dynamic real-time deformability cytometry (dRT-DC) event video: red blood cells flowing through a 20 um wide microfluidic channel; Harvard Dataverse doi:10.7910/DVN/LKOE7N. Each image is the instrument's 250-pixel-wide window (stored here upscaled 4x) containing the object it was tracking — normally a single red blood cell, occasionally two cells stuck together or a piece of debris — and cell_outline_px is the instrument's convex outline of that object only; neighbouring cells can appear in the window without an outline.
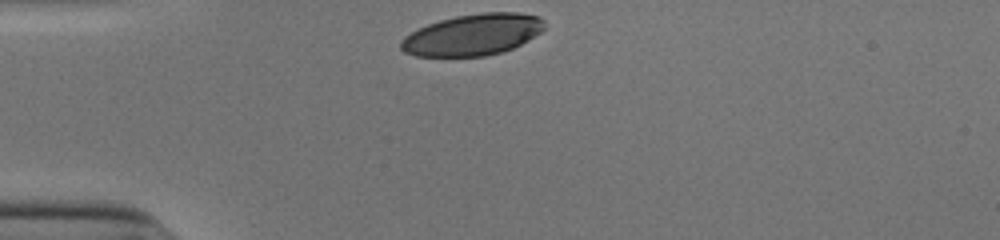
{"species": "human", "species_latin": "Homo sapiens", "temperature_condition": "cold", "stored_images_in_passage": 29, "camera_frame_rate_fps": 3000, "um_per_image_px": 0.085, "donor": {"sex": "male"}, "frame": {"image": 1, "passage_image": 1, "time_ms": 0.0, "image_size_px": [1000, 240], "cell_outline_px": [[544, 28], [540, 32], [528, 40], [512, 48], [500, 52], [484, 56], [416, 56], [404, 52], [400, 48], [400, 40], [404, 36], [428, 24], [440, 20], [456, 16], [480, 12], [520, 12], [540, 16], [544, 20]], "centroid_in_image_um": [40.18, 2.94], "position_along_channel_um": 44.8, "area_um2": 34.56}}
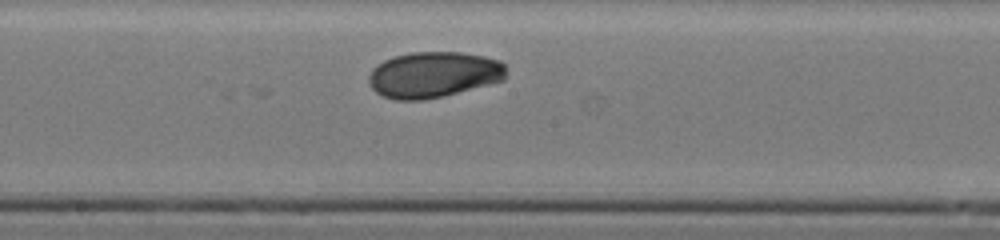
{"frame": {"image": 2, "passage_image": 16, "time_ms": 5.0, "image_size_px": [1000, 240], "cell_outline_px": [[508, 68], [504, 80], [444, 96], [424, 100], [396, 100], [384, 96], [376, 92], [368, 84], [368, 76], [372, 68], [384, 60], [396, 56], [412, 52], [460, 52], [484, 56], [500, 60]], "centroid_in_image_um": [36.86, 6.35], "position_along_channel_um": 211.3, "area_um2": 36.99}}
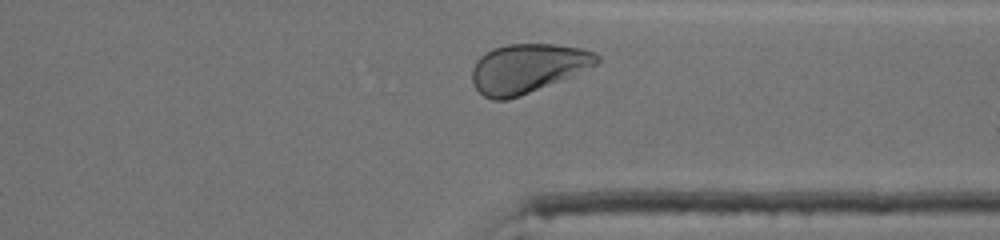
{"frame": {"image": 3, "passage_image": 28, "time_ms": 9.0, "image_size_px": [1000, 240], "cell_outline_px": [[600, 60], [596, 64], [572, 76], [520, 96], [508, 100], [492, 100], [484, 96], [476, 88], [472, 80], [472, 68], [476, 60], [480, 56], [492, 48], [508, 44], [556, 44], [580, 48], [596, 52], [600, 56]], "centroid_in_image_um": [44.83, 5.8], "position_along_channel_um": 366.6, "area_um2": 35.78}, "authors_computed_cell_mechanics": {"area_um2": 36.125, "velocity_mm_per_s": 3.8678, "shape_relaxation_time_tau1_ms": 2.8338, "shape_relaxation_time_tau2_ms": 4.7363, "deformation_change_tau1": 0.131, "deformation_change_tau2": 0.0666}}